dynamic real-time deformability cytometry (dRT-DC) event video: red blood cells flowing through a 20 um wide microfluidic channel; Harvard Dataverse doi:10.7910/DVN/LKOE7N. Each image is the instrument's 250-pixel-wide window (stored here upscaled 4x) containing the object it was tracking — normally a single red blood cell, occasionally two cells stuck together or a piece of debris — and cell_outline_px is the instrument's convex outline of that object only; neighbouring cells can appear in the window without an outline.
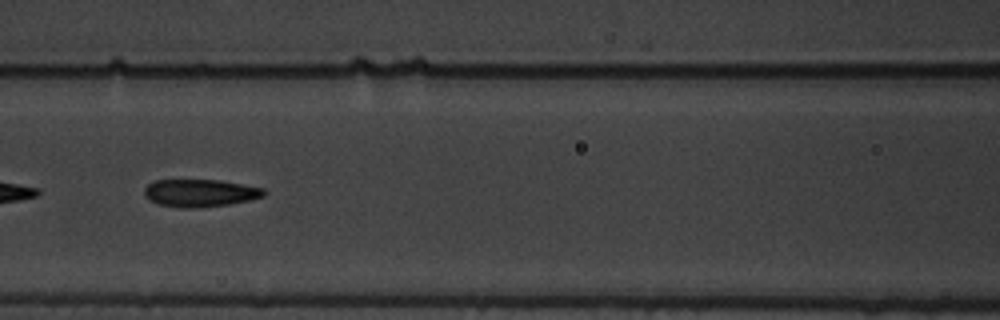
{"species": "common noctule bat (a hibernating species)", "species_latin": "Nyctalus noctula", "temperature_condition": "warm", "stored_images_in_passage": 19, "camera_frame_rate_fps": 3000, "um_per_image_px": 0.085, "animal": {"sex": "male", "body_mass_g": 19.5, "forearm_length_mm": 54.6}, "frame": {"image": 1, "passage_image": 9, "time_ms": 2.667, "image_size_px": [1000, 320], "cell_outline_px": [[268, 192], [264, 196], [248, 200], [228, 204], [200, 208], [180, 208], [156, 204], [148, 200], [144, 196], [144, 188], [148, 184], [156, 180], [220, 180], [264, 188]], "centroid_in_image_um": [16.98, 16.41], "position_along_channel_um": 149.6, "area_um2": 19.42}}
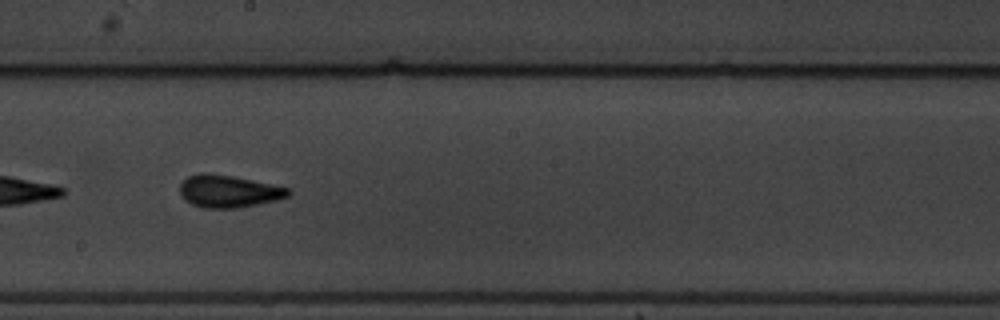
{"frame": {"image": 2, "passage_image": 16, "time_ms": 5.0, "image_size_px": [1000, 320], "cell_outline_px": [[292, 192], [288, 196], [276, 200], [236, 208], [204, 208], [192, 204], [184, 200], [180, 196], [180, 184], [188, 176], [200, 172], [204, 172], [232, 176], [292, 188]], "centroid_in_image_um": [19.42, 16.25], "position_along_channel_um": 228.8, "area_um2": 20.52}}